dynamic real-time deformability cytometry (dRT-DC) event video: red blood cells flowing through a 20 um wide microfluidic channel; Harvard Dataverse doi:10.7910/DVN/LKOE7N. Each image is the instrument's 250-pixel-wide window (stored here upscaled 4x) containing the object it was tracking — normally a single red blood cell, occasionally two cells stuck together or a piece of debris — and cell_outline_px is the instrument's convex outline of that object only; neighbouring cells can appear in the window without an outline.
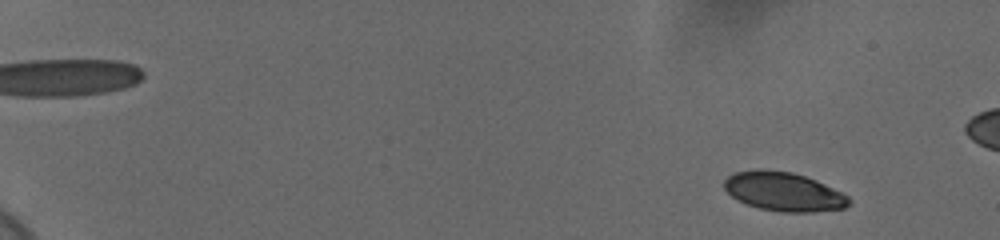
{"species": "human", "species_latin": "Homo sapiens", "temperature_condition": "cold", "stored_images_in_passage": 60, "camera_frame_rate_fps": 3000, "um_per_image_px": 0.085, "donor": {"sex": "female"}, "frame": {"image": 1, "passage_image": 6, "time_ms": 1.667, "image_size_px": [1000, 240], "cell_outline_px": [[852, 200], [844, 208], [812, 212], [780, 212], [760, 208], [736, 200], [724, 188], [724, 180], [728, 176], [736, 172], [760, 168], [792, 172], [816, 180], [848, 196]], "centroid_in_image_um": [66.59, 16.28], "position_along_channel_um": 18.4, "area_um2": 28.21}}
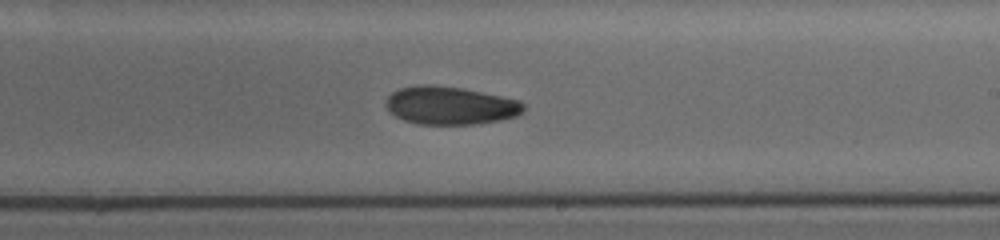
{"frame": {"image": 2, "passage_image": 39, "time_ms": 12.667, "image_size_px": [1000, 240], "cell_outline_px": [[524, 112], [516, 116], [500, 120], [476, 124], [416, 124], [404, 120], [396, 116], [384, 104], [388, 96], [392, 92], [400, 88], [420, 84], [424, 84], [460, 88], [520, 100], [524, 104]], "centroid_in_image_um": [38.27, 8.97], "position_along_channel_um": 250.7, "area_um2": 30.35}}
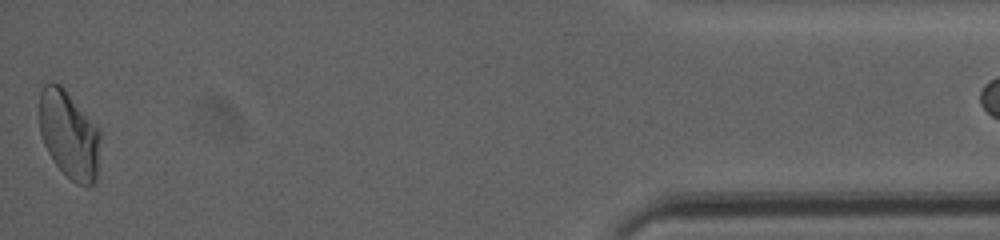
{"frame": {"image": 3, "passage_image": 59, "time_ms": 19.333, "image_size_px": [1000, 240], "cell_outline_px": [[100, 136], [96, 184], [88, 188], [76, 184], [52, 160], [44, 144], [40, 132], [40, 92], [44, 84], [60, 84], [64, 88], [100, 128]], "centroid_in_image_um": [5.9, 11.48], "position_along_channel_um": 429.3, "area_um2": 31.27}}